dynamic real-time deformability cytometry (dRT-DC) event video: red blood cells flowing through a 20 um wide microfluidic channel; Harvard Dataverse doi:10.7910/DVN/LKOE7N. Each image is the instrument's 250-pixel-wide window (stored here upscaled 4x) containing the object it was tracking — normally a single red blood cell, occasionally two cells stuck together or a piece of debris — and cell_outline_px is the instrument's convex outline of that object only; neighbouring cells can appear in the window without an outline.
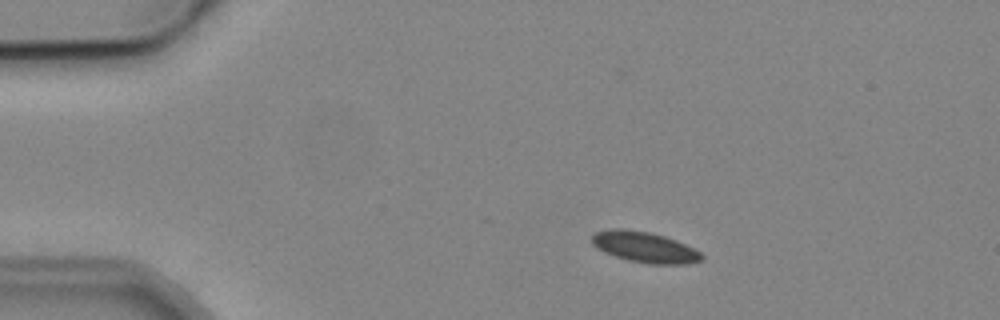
{"species": "common noctule bat (a hibernating species)", "species_latin": "Nyctalus noctula", "temperature_condition": "cold", "stored_images_in_passage": 8, "camera_frame_rate_fps": 3000, "um_per_image_px": 0.085, "animal": {"sex": "male", "body_mass_g": 19.2, "forearm_length_mm": 51.8}, "frame": {"image": 1, "passage_image": 1, "time_ms": 0.0, "image_size_px": [1000, 320], "cell_outline_px": [[704, 260], [684, 264], [652, 264], [628, 260], [604, 252], [592, 244], [592, 236], [596, 232], [612, 228], [620, 228], [648, 232], [664, 236], [676, 240], [700, 252], [704, 256]], "centroid_in_image_um": [54.8, 21.01], "position_along_channel_um": 30.2, "area_um2": 19.48}}
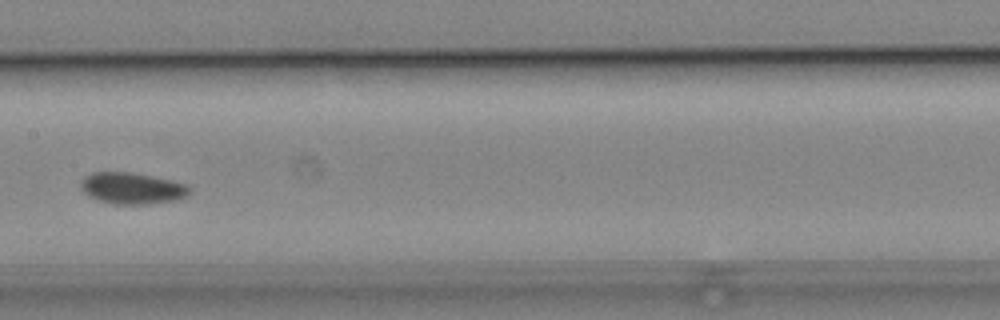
{"frame": {"image": 2, "passage_image": 6, "time_ms": 6.0, "image_size_px": [1000, 320], "cell_outline_px": [[192, 192], [188, 196], [176, 200], [148, 204], [112, 204], [100, 200], [84, 192], [80, 188], [80, 184], [84, 176], [92, 172], [132, 172], [172, 180], [188, 184], [192, 188]], "centroid_in_image_um": [11.29, 15.99], "position_along_channel_um": 196.1, "area_um2": 20.11}}
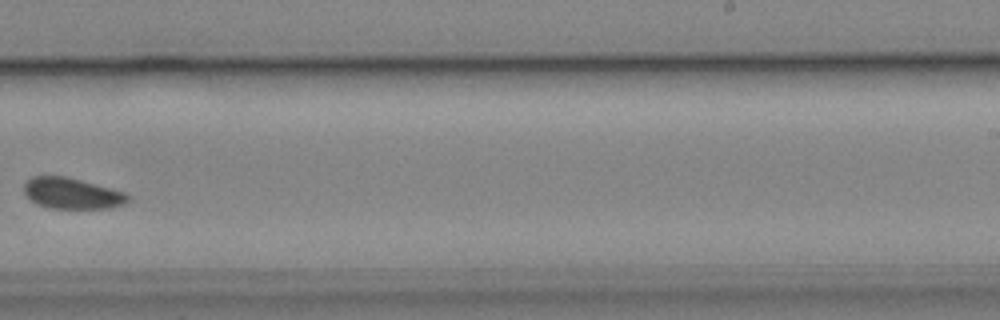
{"frame": {"image": 3, "passage_image": 8, "time_ms": 8.333, "image_size_px": [1000, 320], "cell_outline_px": [[128, 200], [124, 204], [112, 208], [52, 208], [36, 204], [24, 192], [24, 184], [32, 176], [64, 176], [80, 180], [124, 192], [128, 196]], "centroid_in_image_um": [6.1, 16.44], "position_along_channel_um": 282.9, "area_um2": 18.44}}